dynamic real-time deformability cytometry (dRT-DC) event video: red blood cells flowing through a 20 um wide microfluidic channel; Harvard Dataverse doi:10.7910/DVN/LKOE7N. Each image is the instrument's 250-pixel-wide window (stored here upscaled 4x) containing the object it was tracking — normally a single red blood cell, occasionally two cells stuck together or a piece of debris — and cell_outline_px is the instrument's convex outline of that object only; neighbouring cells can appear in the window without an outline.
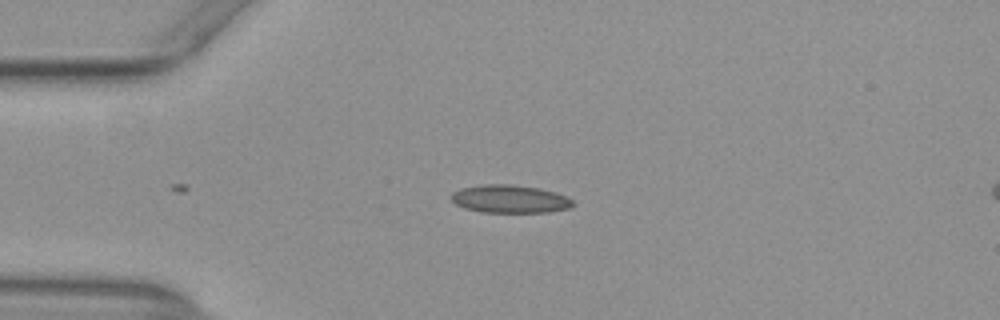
{"species": "common noctule bat (a hibernating species)", "species_latin": "Nyctalus noctula", "temperature_condition": "warm", "stored_images_in_passage": 11, "camera_frame_rate_fps": 3000, "um_per_image_px": 0.085, "animal": {"sex": "female", "body_mass_g": 29.2, "forearm_length_mm": 56.3}, "frame": {"image": 1, "passage_image": 1, "time_ms": 0.0, "image_size_px": [1000, 320], "cell_outline_px": [[576, 204], [568, 208], [548, 212], [484, 212], [464, 208], [456, 204], [452, 200], [452, 192], [460, 188], [480, 184], [512, 184], [540, 188], [556, 192], [572, 200]], "centroid_in_image_um": [43.33, 16.9], "position_along_channel_um": 41.7, "area_um2": 19.88}}
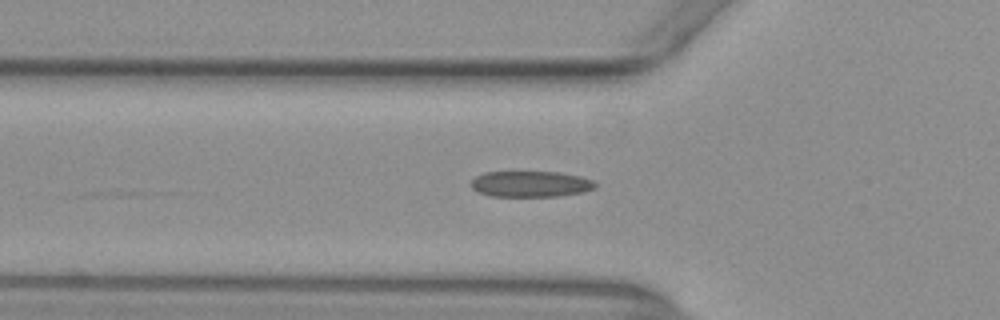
{"frame": {"image": 2, "passage_image": 6, "time_ms": 1.667, "image_size_px": [1000, 320], "cell_outline_px": [[596, 184], [592, 188], [580, 192], [556, 196], [492, 196], [476, 192], [472, 188], [472, 180], [476, 176], [484, 172], [560, 172], [580, 176], [592, 180]], "centroid_in_image_um": [45.05, 15.63], "position_along_channel_um": 80.8, "area_um2": 18.55}}